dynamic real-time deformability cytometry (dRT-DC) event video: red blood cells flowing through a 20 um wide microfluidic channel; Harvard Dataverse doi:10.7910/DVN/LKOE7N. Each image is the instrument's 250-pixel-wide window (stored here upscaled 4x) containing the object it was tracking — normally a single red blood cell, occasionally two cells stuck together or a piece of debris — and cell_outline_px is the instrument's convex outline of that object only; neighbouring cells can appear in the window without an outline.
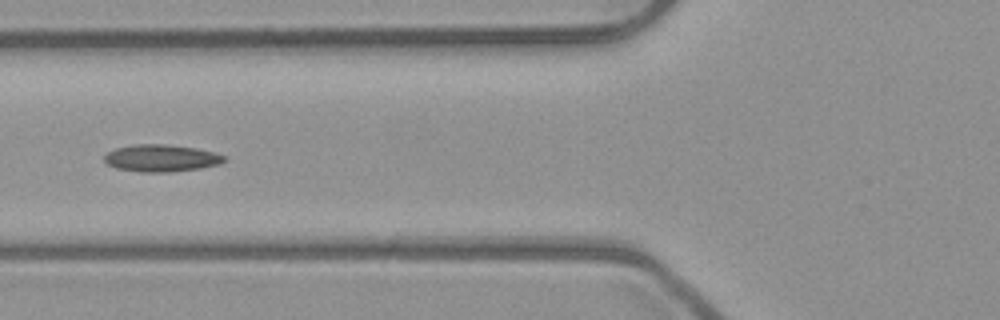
{"species": "common noctule bat (a hibernating species)", "species_latin": "Nyctalus noctula", "temperature_condition": "room temperature", "stored_images_in_passage": 5, "camera_frame_rate_fps": 3000, "um_per_image_px": 0.085, "animal": {"sex": "male", "body_mass_g": 23.1, "forearm_length_mm": 52.7}, "frame": {"image": 1, "passage_image": 5, "time_ms": 1.333, "image_size_px": [1000, 320], "cell_outline_px": [[228, 160], [220, 164], [200, 168], [172, 172], [140, 172], [116, 168], [108, 164], [104, 160], [104, 156], [108, 152], [116, 148], [136, 144], [164, 144], [196, 148], [228, 156]], "centroid_in_image_um": [13.74, 13.44], "position_along_channel_um": 112.1, "area_um2": 19.02}}